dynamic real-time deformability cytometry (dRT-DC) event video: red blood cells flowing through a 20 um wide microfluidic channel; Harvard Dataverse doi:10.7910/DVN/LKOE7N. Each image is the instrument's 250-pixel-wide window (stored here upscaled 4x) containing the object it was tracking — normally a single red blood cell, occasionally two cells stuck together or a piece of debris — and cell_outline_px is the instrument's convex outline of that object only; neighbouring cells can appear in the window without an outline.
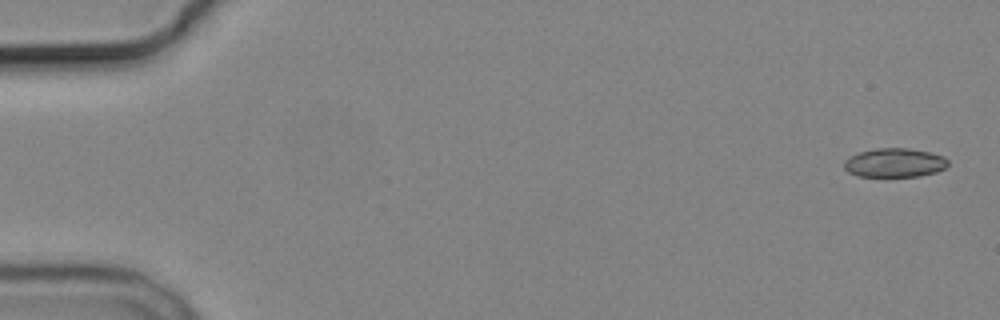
{"species": "common noctule bat (a hibernating species)", "species_latin": "Nyctalus noctula", "temperature_condition": "cold", "stored_images_in_passage": 3, "camera_frame_rate_fps": 3000, "um_per_image_px": 0.085, "animal": {"sex": "male", "body_mass_g": 19.2, "forearm_length_mm": 51.8}, "frame": {"image": 1, "passage_image": 1, "time_ms": 0.0, "image_size_px": [1000, 320], "cell_outline_px": [[948, 164], [944, 168], [936, 172], [920, 176], [856, 176], [848, 172], [844, 168], [844, 160], [860, 152], [876, 148], [908, 148], [932, 152], [944, 156], [948, 160]], "centroid_in_image_um": [76.06, 13.83], "position_along_channel_um": 8.9, "area_um2": 17.57}}